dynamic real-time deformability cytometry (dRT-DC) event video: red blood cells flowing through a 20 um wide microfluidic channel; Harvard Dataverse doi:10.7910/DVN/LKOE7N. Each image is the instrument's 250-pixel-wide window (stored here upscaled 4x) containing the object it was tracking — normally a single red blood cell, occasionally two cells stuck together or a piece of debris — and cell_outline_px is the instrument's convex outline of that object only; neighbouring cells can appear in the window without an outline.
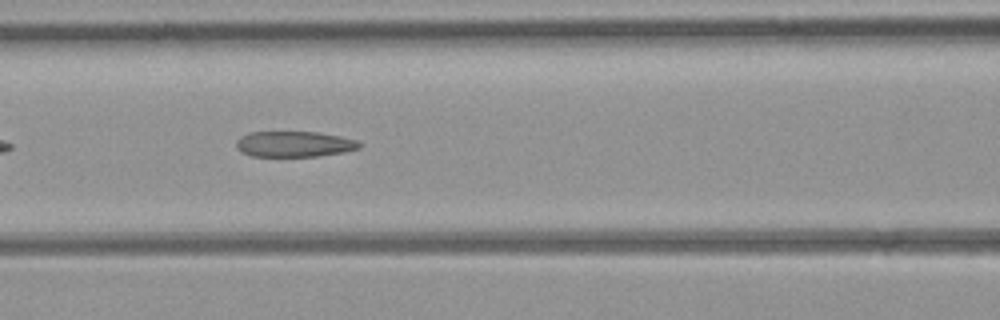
{"species": "common noctule bat (a hibernating species)", "species_latin": "Nyctalus noctula", "temperature_condition": "room temperature", "stored_images_in_passage": 36, "camera_frame_rate_fps": 3000, "um_per_image_px": 0.085, "animal": {"sex": "female", "body_mass_g": 21.9}, "frame": {"image": 1, "passage_image": 6, "time_ms": 1.667, "image_size_px": [1000, 320], "cell_outline_px": [[364, 144], [360, 148], [344, 152], [320, 156], [252, 156], [240, 152], [236, 148], [236, 140], [240, 136], [248, 132], [316, 132], [340, 136], [360, 140]], "centroid_in_image_um": [25.03, 12.24], "position_along_channel_um": 141.6, "area_um2": 18.73}}
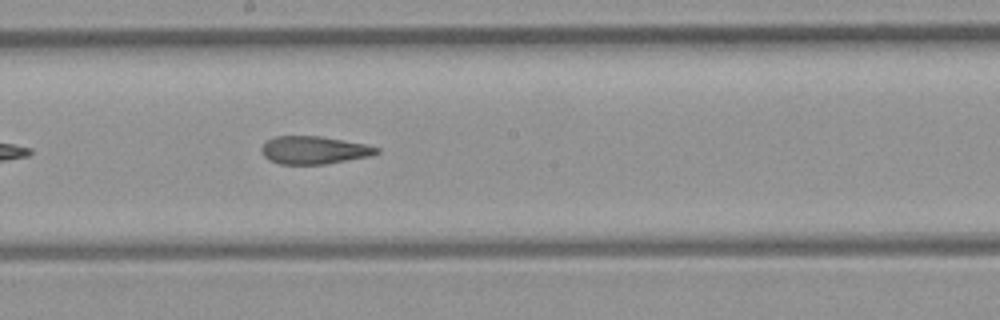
{"frame": {"image": 2, "passage_image": 12, "time_ms": 3.667, "image_size_px": [1000, 320], "cell_outline_px": [[380, 152], [372, 156], [324, 164], [280, 164], [268, 160], [260, 152], [260, 148], [268, 140], [276, 136], [320, 136], [364, 144], [380, 148]], "centroid_in_image_um": [26.68, 12.76], "position_along_channel_um": 221.5, "area_um2": 18.67}}
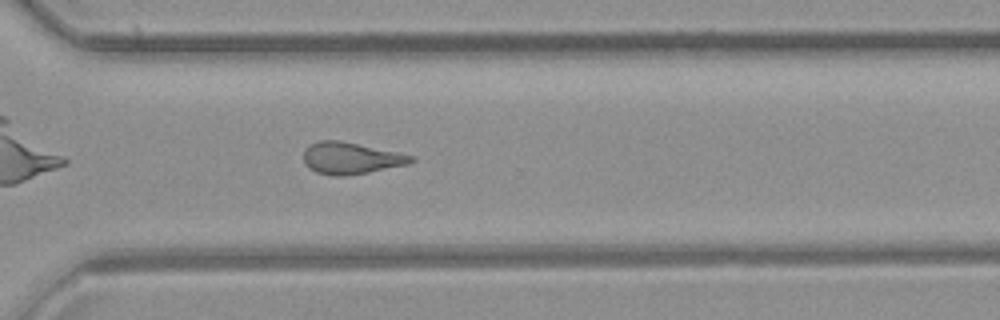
{"frame": {"image": 3, "passage_image": 21, "time_ms": 6.667, "image_size_px": [1000, 320], "cell_outline_px": [[416, 160], [408, 164], [348, 176], [332, 176], [316, 172], [304, 164], [304, 152], [312, 144], [320, 140], [340, 140], [416, 156]], "centroid_in_image_um": [29.85, 13.45], "position_along_channel_um": 340.8, "area_um2": 19.83}}